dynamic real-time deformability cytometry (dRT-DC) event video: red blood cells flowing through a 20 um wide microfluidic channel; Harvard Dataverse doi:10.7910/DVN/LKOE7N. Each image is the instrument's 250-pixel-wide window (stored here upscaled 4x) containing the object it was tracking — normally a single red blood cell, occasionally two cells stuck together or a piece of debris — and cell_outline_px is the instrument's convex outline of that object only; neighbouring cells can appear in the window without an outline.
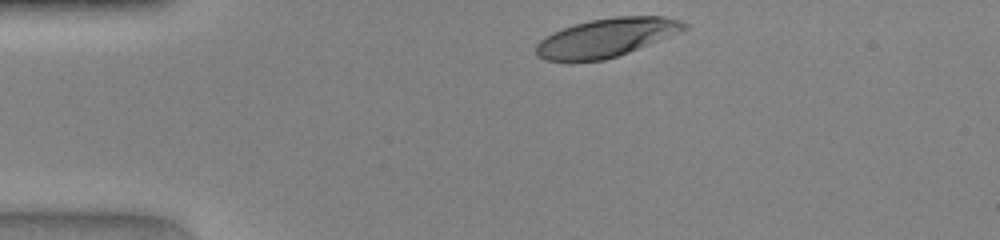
{"species": "human", "species_latin": "Homo sapiens", "temperature_condition": "warm", "stored_images_in_passage": 30, "camera_frame_rate_fps": 3000, "um_per_image_px": 0.085, "donor": {"sex": "female"}, "frame": {"image": 1, "passage_image": 1, "time_ms": 0.0, "image_size_px": [1000, 240], "cell_outline_px": [[688, 28], [680, 32], [628, 52], [604, 60], [568, 64], [544, 60], [536, 56], [536, 44], [540, 40], [552, 32], [576, 24], [592, 20], [616, 16], [664, 16], [680, 20], [688, 24]], "centroid_in_image_um": [51.48, 3.24], "position_along_channel_um": 33.5, "area_um2": 33.7}}
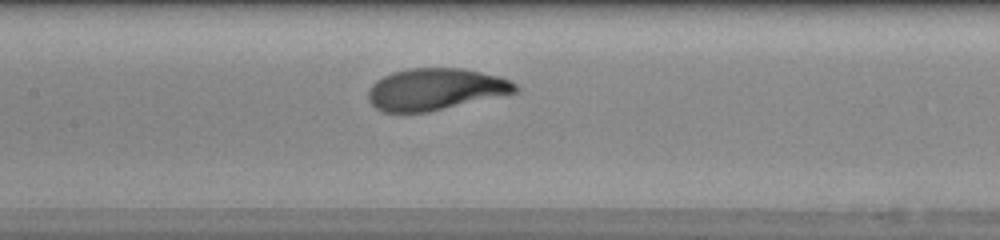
{"frame": {"image": 2, "passage_image": 14, "time_ms": 4.333, "image_size_px": [1000, 240], "cell_outline_px": [[520, 92], [428, 112], [384, 112], [376, 108], [368, 100], [368, 88], [376, 80], [392, 72], [408, 68], [464, 68], [500, 76], [512, 80], [520, 88]], "centroid_in_image_um": [37.05, 7.58], "position_along_channel_um": 170.3, "area_um2": 36.18}}
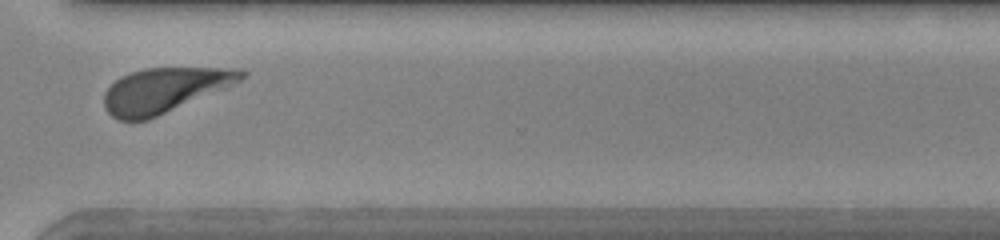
{"frame": {"image": 3, "passage_image": 27, "time_ms": 8.667, "image_size_px": [1000, 240], "cell_outline_px": [[248, 76], [224, 88], [148, 120], [120, 120], [112, 116], [104, 108], [104, 92], [120, 76], [144, 68], [244, 68], [248, 72]], "centroid_in_image_um": [13.98, 7.65], "position_along_channel_um": 356.6, "area_um2": 35.55}}